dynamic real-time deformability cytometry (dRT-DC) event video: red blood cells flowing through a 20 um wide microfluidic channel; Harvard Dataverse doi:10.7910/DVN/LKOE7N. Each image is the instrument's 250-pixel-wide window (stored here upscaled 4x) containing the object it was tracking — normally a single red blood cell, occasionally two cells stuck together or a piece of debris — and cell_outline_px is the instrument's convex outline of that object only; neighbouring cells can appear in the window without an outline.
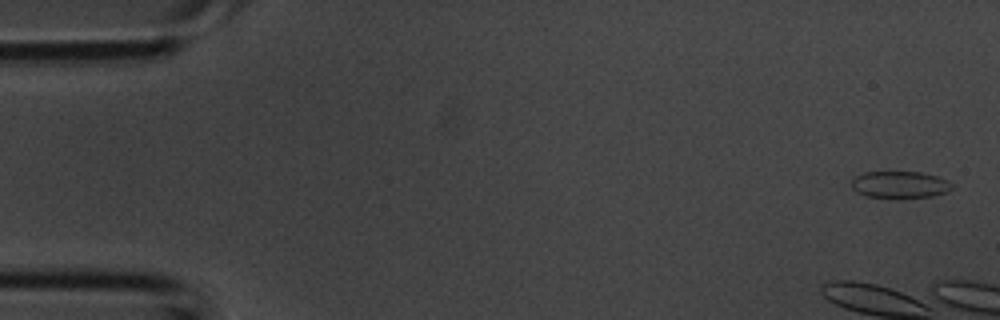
{"species": "common noctule bat (a hibernating species)", "species_latin": "Nyctalus noctula", "temperature_condition": "room temperature", "stored_images_in_passage": 4, "camera_frame_rate_fps": 3000, "um_per_image_px": 0.085, "animal": {"sex": "male", "body_mass_g": 20.1, "forearm_length_mm": 53.5}, "frame": {"image": 1, "passage_image": 1, "time_ms": 0.0, "image_size_px": [1000, 320], "cell_outline_px": [[952, 188], [944, 192], [932, 196], [868, 196], [856, 192], [852, 188], [852, 180], [856, 176], [864, 172], [920, 172], [936, 176], [948, 180], [952, 184]], "centroid_in_image_um": [76.47, 15.66], "position_along_channel_um": 8.5, "area_um2": 15.14}}